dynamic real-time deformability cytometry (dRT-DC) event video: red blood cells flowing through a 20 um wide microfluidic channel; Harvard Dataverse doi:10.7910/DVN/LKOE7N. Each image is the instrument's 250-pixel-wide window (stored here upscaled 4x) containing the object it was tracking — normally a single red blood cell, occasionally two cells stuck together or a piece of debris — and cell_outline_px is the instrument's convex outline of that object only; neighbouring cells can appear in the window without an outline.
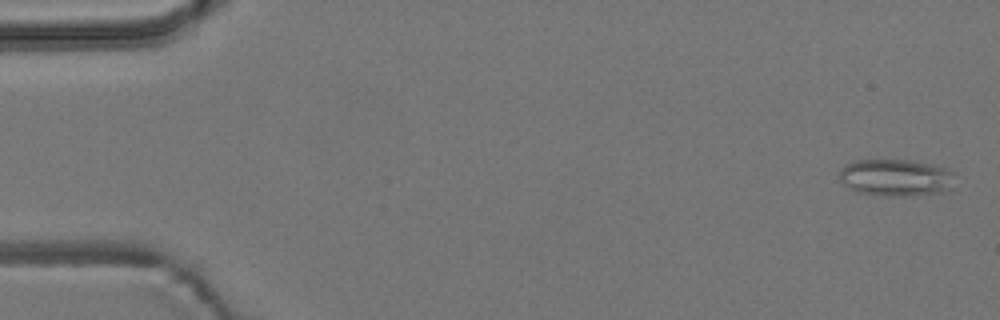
{"species": "common noctule bat (a hibernating species)", "species_latin": "Nyctalus noctula", "temperature_condition": "room temperature", "stored_images_in_passage": 5, "camera_frame_rate_fps": 3000, "um_per_image_px": 0.085, "animal": {"sex": "male", "body_mass_g": 19.2, "forearm_length_mm": 51.8}, "frame": {"image": 1, "passage_image": 1, "time_ms": 0.0, "image_size_px": [1000, 320], "cell_outline_px": [[956, 172], [952, 188], [944, 192], [916, 196], [884, 196], [856, 192], [848, 188], [840, 180], [840, 168], [844, 164], [856, 160], [912, 160], [932, 164], [948, 168]], "centroid_in_image_um": [76.19, 15.1], "position_along_channel_um": 8.8, "area_um2": 25.61}}